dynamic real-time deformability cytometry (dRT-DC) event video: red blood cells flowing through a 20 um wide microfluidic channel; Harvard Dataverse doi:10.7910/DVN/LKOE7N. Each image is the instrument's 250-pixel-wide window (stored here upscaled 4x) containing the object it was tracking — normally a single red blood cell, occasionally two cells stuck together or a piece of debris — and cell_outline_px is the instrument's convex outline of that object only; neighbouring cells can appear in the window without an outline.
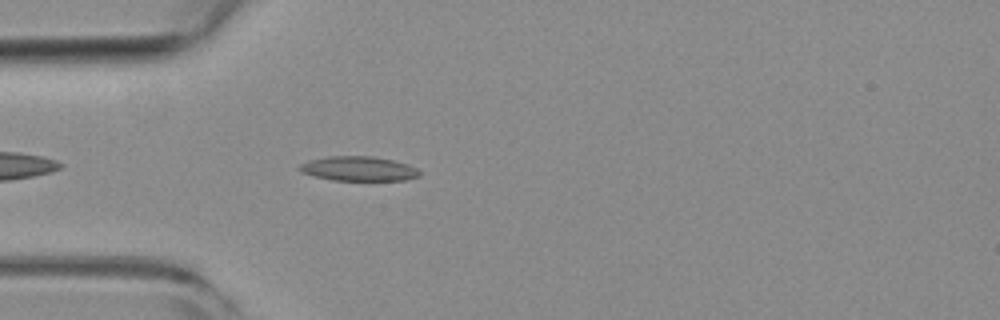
{"species": "common noctule bat (a hibernating species)", "species_latin": "Nyctalus noctula", "temperature_condition": "room temperature", "stored_images_in_passage": 11, "camera_frame_rate_fps": 3000, "um_per_image_px": 0.085, "animal": {"sex": "female", "body_mass_g": 19.3, "forearm_length_mm": 54.1}, "frame": {"image": 1, "passage_image": 4, "time_ms": 1.0, "image_size_px": [1000, 320], "cell_outline_px": [[420, 176], [404, 180], [332, 180], [316, 176], [304, 172], [300, 168], [300, 164], [308, 160], [328, 156], [372, 156], [392, 160], [408, 164], [416, 168], [420, 172]], "centroid_in_image_um": [30.51, 14.33], "position_along_channel_um": 54.5, "area_um2": 16.94}}
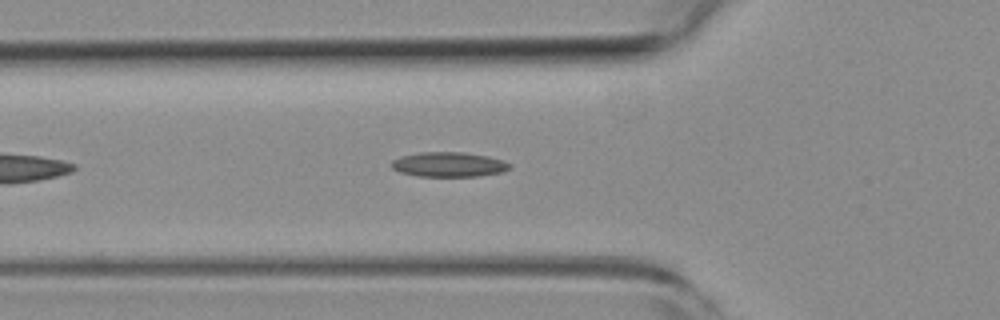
{"frame": {"image": 2, "passage_image": 7, "time_ms": 2.0, "image_size_px": [1000, 320], "cell_outline_px": [[512, 168], [504, 172], [480, 176], [416, 176], [400, 172], [392, 168], [392, 160], [400, 156], [420, 152], [464, 152], [488, 156], [504, 160], [512, 164]], "centroid_in_image_um": [38.2, 13.98], "position_along_channel_um": 87.6, "area_um2": 17.28}}
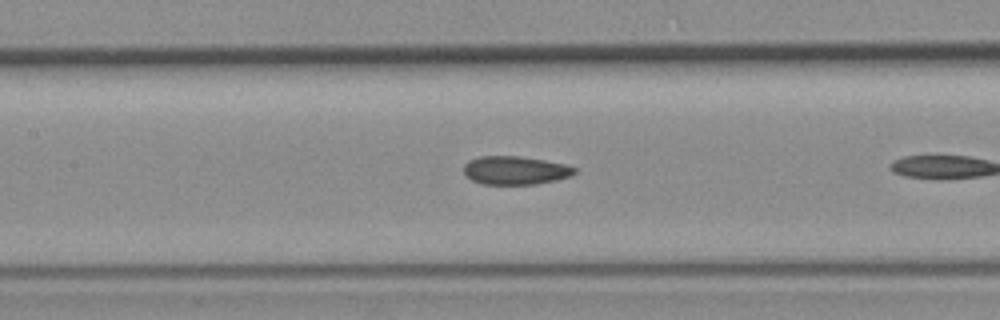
{"frame": {"image": 3, "passage_image": 10, "time_ms": 3.0, "image_size_px": [1000, 320], "cell_outline_px": [[576, 172], [572, 176], [556, 180], [536, 184], [480, 184], [464, 176], [464, 164], [468, 160], [480, 156], [520, 156], [568, 164], [576, 168]], "centroid_in_image_um": [43.79, 14.48], "position_along_channel_um": 163.6, "area_um2": 18.61}}